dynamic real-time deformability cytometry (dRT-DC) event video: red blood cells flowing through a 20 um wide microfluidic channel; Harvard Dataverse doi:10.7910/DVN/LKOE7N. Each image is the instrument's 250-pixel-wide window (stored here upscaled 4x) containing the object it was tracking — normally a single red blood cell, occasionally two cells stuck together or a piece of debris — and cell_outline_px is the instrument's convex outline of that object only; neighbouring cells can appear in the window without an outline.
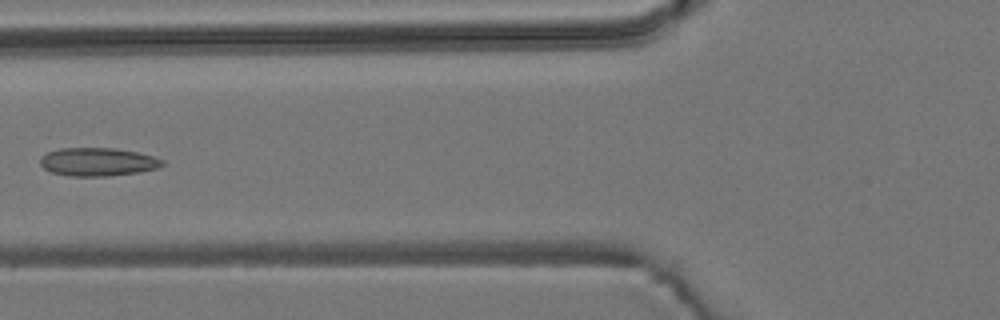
{"species": "common noctule bat (a hibernating species)", "species_latin": "Nyctalus noctula", "temperature_condition": "room temperature", "stored_images_in_passage": 6, "camera_frame_rate_fps": 3000, "um_per_image_px": 0.085, "animal": {"sex": "male", "body_mass_g": 19.2, "forearm_length_mm": 51.8}, "frame": {"image": 1, "passage_image": 6, "time_ms": 6.0, "image_size_px": [1000, 320], "cell_outline_px": [[164, 164], [160, 168], [140, 172], [108, 176], [72, 176], [52, 172], [44, 168], [40, 164], [40, 156], [48, 152], [60, 148], [116, 148], [136, 152], [152, 156], [164, 160]], "centroid_in_image_um": [8.33, 13.76], "position_along_channel_um": 117.5, "area_um2": 20.17}}